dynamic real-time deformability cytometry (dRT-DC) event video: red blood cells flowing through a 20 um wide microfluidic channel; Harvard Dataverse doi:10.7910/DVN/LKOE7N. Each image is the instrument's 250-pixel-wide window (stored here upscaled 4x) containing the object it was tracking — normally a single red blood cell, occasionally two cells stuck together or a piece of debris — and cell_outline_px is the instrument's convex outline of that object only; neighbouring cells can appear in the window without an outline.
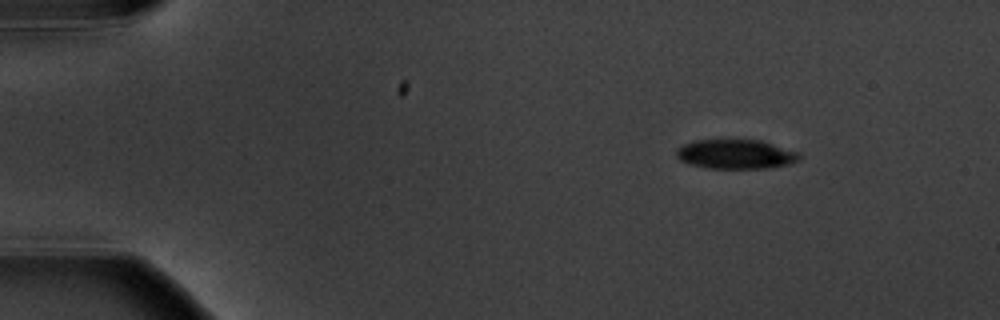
{"species": "common noctule bat (a hibernating species)", "species_latin": "Nyctalus noctula", "temperature_condition": "warm", "stored_images_in_passage": 4, "camera_frame_rate_fps": 3000, "um_per_image_px": 0.085, "animal": {"sex": "male", "body_mass_g": 20.1, "forearm_length_mm": 53.5}, "frame": {"image": 1, "passage_image": 1, "time_ms": 0.0, "image_size_px": [1000, 320], "cell_outline_px": [[800, 160], [788, 164], [772, 168], [708, 168], [688, 164], [680, 160], [676, 156], [676, 148], [684, 144], [696, 140], [760, 140], [800, 152]], "centroid_in_image_um": [62.54, 13.11], "position_along_channel_um": 22.5, "area_um2": 21.15}}
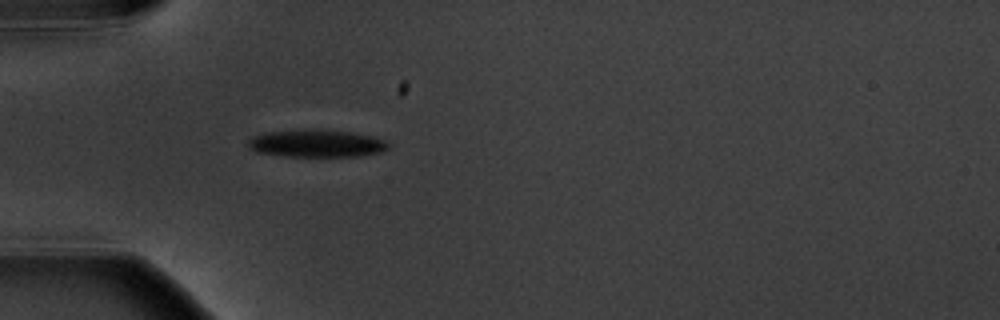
{"frame": {"image": 2, "passage_image": 4, "time_ms": 3.333, "image_size_px": [1000, 320], "cell_outline_px": [[392, 144], [384, 152], [360, 156], [288, 156], [256, 152], [248, 148], [248, 140], [252, 136], [264, 132], [316, 128], [352, 132], [372, 136], [384, 140]], "centroid_in_image_um": [26.92, 12.18], "position_along_channel_um": 58.1, "area_um2": 22.89}}